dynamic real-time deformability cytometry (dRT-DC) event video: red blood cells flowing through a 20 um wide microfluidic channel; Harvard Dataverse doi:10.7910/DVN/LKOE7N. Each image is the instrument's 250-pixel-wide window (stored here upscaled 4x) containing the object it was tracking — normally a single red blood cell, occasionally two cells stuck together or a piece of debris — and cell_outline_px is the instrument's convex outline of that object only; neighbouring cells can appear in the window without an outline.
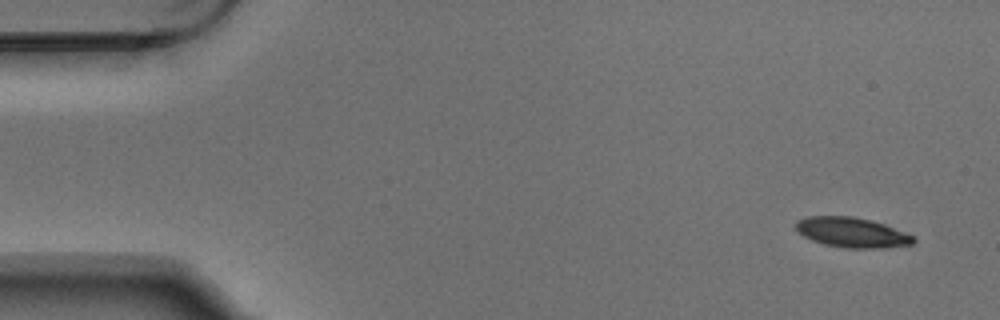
{"species": "Egyptian fruit bat (a non-hibernating species)", "species_latin": "Rousettus aegyptiacus", "temperature_condition": "warm", "stored_images_in_passage": 5, "segment_of_instrument_passage": [1, 2], "camera_frame_rate_fps": 3000, "um_per_image_px": 0.085, "animal": {"sex": "male"}, "frame": {"image": 1, "passage_image": 1, "time_ms": 0.0, "image_size_px": [1000, 320], "cell_outline_px": [[916, 240], [912, 244], [884, 248], [844, 248], [824, 244], [812, 240], [804, 236], [796, 228], [796, 220], [808, 216], [852, 216], [868, 220], [892, 228], [912, 236]], "centroid_in_image_um": [72.36, 19.77], "position_along_channel_um": 12.6, "area_um2": 20.11}}
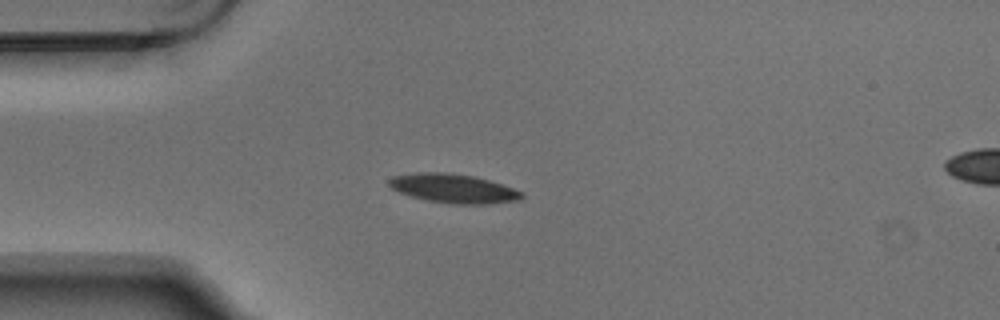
{"frame": {"image": 2, "passage_image": 4, "time_ms": 1.0, "image_size_px": [1000, 320], "cell_outline_px": [[524, 196], [520, 200], [488, 204], [452, 204], [428, 200], [412, 196], [400, 192], [392, 188], [388, 184], [388, 180], [392, 176], [416, 172], [444, 172], [476, 176], [524, 192]], "centroid_in_image_um": [38.55, 16.01], "position_along_channel_um": 46.5, "area_um2": 22.43}}